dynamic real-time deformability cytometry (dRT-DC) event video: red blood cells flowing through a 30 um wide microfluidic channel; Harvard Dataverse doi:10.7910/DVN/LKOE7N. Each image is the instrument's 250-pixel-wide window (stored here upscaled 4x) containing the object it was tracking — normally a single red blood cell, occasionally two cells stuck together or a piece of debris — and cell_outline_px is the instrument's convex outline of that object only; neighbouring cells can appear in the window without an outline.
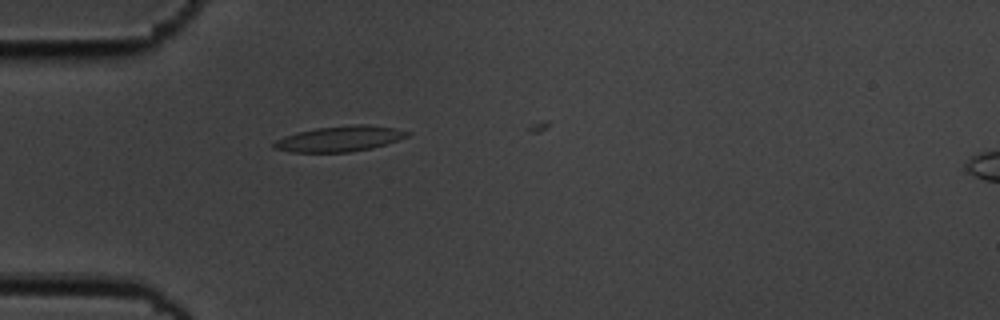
{"species": "common noctule bat (a hibernating species)", "species_latin": "Nyctalus noctula", "temperature_condition": "cold", "stored_images_in_passage": 2, "camera_frame_rate_fps": 3000, "um_per_image_px": 0.085, "animal": {"sex": "male", "body_mass_g": 19.5, "forearm_length_mm": 54.6}, "frame": {"image": 1, "passage_image": 1, "time_ms": 0.0, "image_size_px": [1000, 320], "cell_outline_px": [[412, 132], [408, 136], [372, 148], [352, 152], [292, 152], [272, 148], [272, 144], [276, 140], [284, 136], [296, 132], [316, 128], [352, 124], [368, 124], [392, 128]], "centroid_in_image_um": [28.83, 11.79], "position_along_channel_um": 56.2, "area_um2": 19.83}}